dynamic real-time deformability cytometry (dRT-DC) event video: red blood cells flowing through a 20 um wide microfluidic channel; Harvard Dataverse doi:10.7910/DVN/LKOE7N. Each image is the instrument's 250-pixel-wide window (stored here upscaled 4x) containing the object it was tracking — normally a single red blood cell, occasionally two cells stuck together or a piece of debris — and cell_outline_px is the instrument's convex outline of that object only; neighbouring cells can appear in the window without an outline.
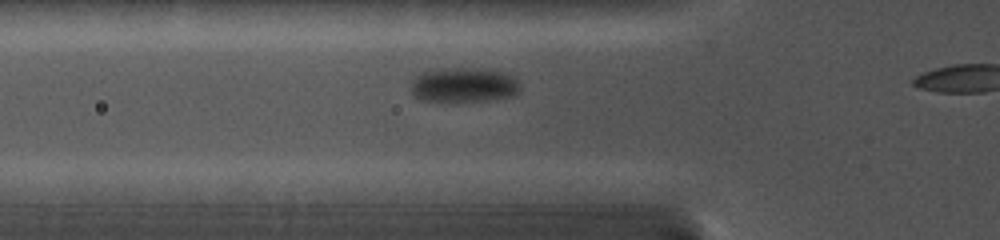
{"species": "common noctule bat (a hibernating species)", "species_latin": "Nyctalus noctula", "temperature_condition": "cold", "stored_images_in_passage": 4, "camera_frame_rate_fps": 5000, "um_per_image_px": 0.085, "animal": {"sex": "female", "body_mass_g": 19.0, "forearm_length_mm": 56.7}, "frame": {"image": 1, "passage_image": 3, "time_ms": 1.2, "image_size_px": [1000, 240], "cell_outline_px": [[520, 92], [512, 96], [488, 100], [420, 100], [412, 96], [412, 80], [420, 72], [444, 68], [480, 68], [500, 72], [512, 76], [520, 84]], "centroid_in_image_um": [39.41, 7.21], "position_along_channel_um": 86.4, "area_um2": 21.85}}